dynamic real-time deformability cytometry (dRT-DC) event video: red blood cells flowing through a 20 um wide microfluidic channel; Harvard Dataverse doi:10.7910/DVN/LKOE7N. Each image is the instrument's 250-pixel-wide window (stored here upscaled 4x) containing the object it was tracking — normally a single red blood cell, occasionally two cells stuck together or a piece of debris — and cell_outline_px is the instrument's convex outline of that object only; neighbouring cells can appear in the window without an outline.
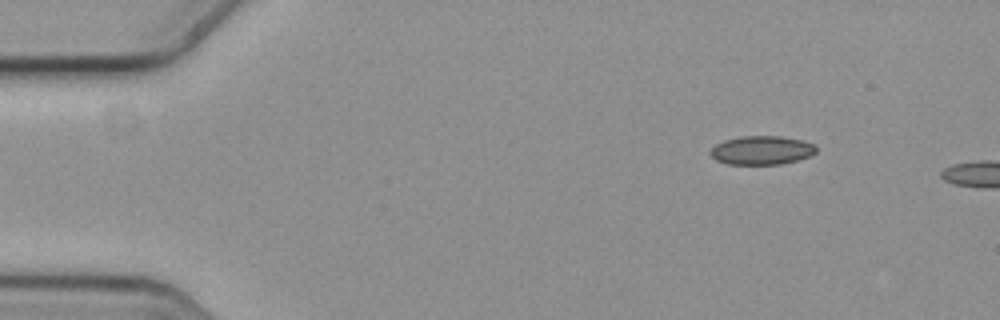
{"species": "common noctule bat (a hibernating species)", "species_latin": "Nyctalus noctula", "temperature_condition": "cold", "stored_images_in_passage": 4, "camera_frame_rate_fps": 3000, "um_per_image_px": 0.085, "animal": {"sex": "female", "body_mass_g": 19.3, "forearm_length_mm": 54.1}, "frame": {"image": 1, "passage_image": 1, "time_ms": 0.0, "image_size_px": [1000, 320], "cell_outline_px": [[816, 152], [808, 156], [796, 160], [780, 164], [728, 164], [716, 160], [708, 152], [716, 144], [724, 140], [740, 136], [780, 136], [804, 140], [816, 144]], "centroid_in_image_um": [64.74, 12.76], "position_along_channel_um": 20.3, "area_um2": 17.74}}